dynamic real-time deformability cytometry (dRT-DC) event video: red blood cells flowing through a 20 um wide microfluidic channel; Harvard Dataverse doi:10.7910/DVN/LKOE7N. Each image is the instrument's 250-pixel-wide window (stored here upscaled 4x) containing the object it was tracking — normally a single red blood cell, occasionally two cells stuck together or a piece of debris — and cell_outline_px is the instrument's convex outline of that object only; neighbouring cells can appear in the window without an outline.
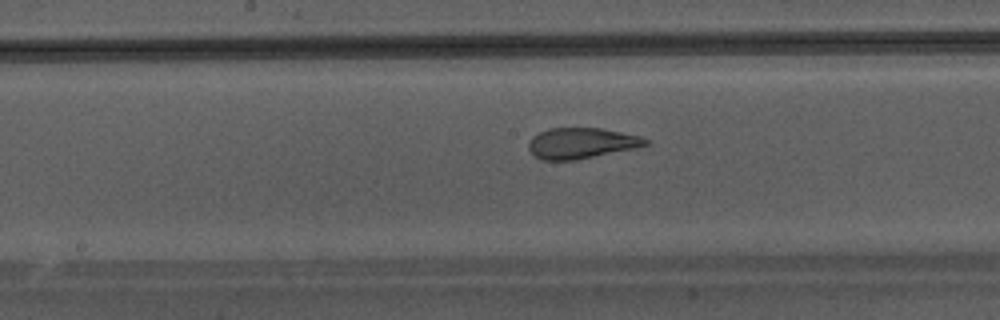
{"species": "Egyptian fruit bat (a non-hibernating species)", "species_latin": "Rousettus aegyptiacus", "temperature_condition": "warm", "stored_images_in_passage": 31, "camera_frame_rate_fps": 3000, "um_per_image_px": 0.085, "animal": {"sex": "male"}, "frame": {"image": 1, "passage_image": 18, "time_ms": 5.667, "image_size_px": [1000, 320], "cell_outline_px": [[648, 144], [636, 148], [572, 160], [540, 160], [528, 148], [528, 140], [532, 136], [548, 128], [600, 128], [640, 136], [648, 140]], "centroid_in_image_um": [49.37, 12.16], "position_along_channel_um": 198.8, "area_um2": 20.75}}